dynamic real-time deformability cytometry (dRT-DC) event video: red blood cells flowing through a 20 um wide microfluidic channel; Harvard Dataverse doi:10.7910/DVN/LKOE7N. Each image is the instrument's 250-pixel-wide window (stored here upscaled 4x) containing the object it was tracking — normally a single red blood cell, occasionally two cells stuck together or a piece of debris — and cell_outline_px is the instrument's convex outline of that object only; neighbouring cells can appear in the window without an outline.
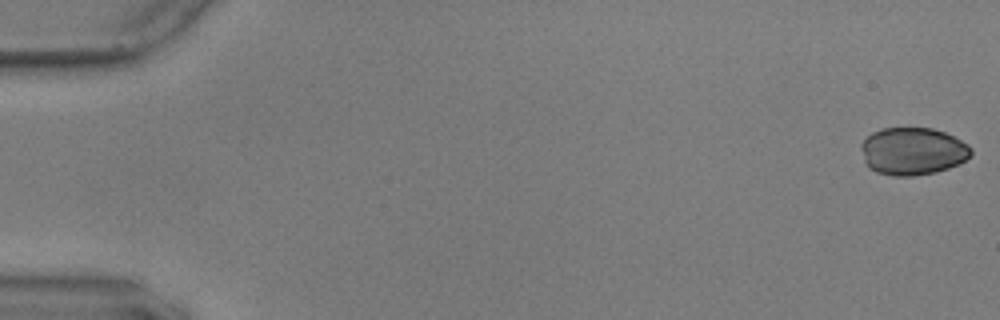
{"species": "common noctule bat (a hibernating species)", "species_latin": "Nyctalus noctula", "temperature_condition": "warm", "stored_images_in_passage": 4, "camera_frame_rate_fps": 3000, "um_per_image_px": 0.085, "animal": {"sex": "male", "body_mass_g": 17.9, "forearm_length_mm": 54.2}, "frame": {"image": 1, "passage_image": 1, "time_ms": 0.0, "image_size_px": [1000, 320], "cell_outline_px": [[972, 156], [960, 164], [936, 172], [912, 176], [892, 176], [876, 172], [868, 168], [864, 160], [860, 148], [860, 144], [872, 132], [884, 128], [932, 128], [944, 132], [968, 144], [972, 148]], "centroid_in_image_um": [77.58, 12.86], "position_along_channel_um": 7.4, "area_um2": 30.69}}